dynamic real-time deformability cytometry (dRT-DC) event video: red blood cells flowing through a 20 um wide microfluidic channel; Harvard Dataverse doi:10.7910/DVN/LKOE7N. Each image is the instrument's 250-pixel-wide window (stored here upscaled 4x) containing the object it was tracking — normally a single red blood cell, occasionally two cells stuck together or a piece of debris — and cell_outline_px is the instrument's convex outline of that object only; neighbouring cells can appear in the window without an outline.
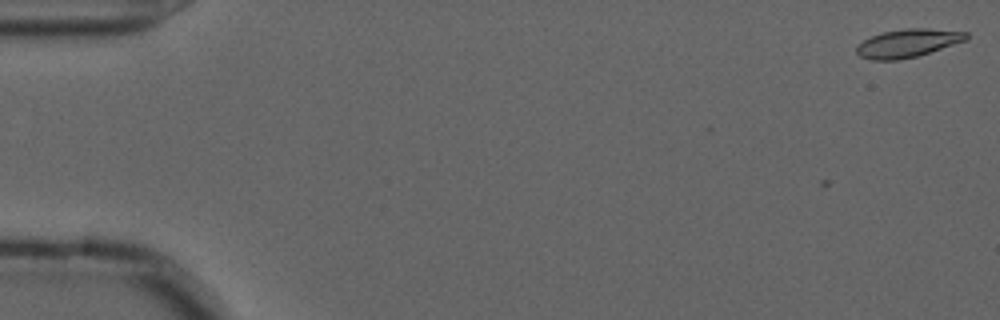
{"species": "common noctule bat (a hibernating species)", "species_latin": "Nyctalus noctula", "temperature_condition": "cold", "stored_images_in_passage": 2, "camera_frame_rate_fps": 3000, "um_per_image_px": 0.085, "animal": {"sex": "male", "forearm_length_mm": 52.5}, "frame": {"image": 1, "passage_image": 2, "time_ms": 0.333, "image_size_px": [1000, 320], "cell_outline_px": [[968, 40], [916, 56], [900, 60], [872, 60], [860, 56], [856, 52], [856, 48], [864, 40], [872, 36], [884, 32], [904, 28], [928, 28], [968, 32]], "centroid_in_image_um": [77.19, 3.66], "position_along_channel_um": 7.8, "area_um2": 17.92}}